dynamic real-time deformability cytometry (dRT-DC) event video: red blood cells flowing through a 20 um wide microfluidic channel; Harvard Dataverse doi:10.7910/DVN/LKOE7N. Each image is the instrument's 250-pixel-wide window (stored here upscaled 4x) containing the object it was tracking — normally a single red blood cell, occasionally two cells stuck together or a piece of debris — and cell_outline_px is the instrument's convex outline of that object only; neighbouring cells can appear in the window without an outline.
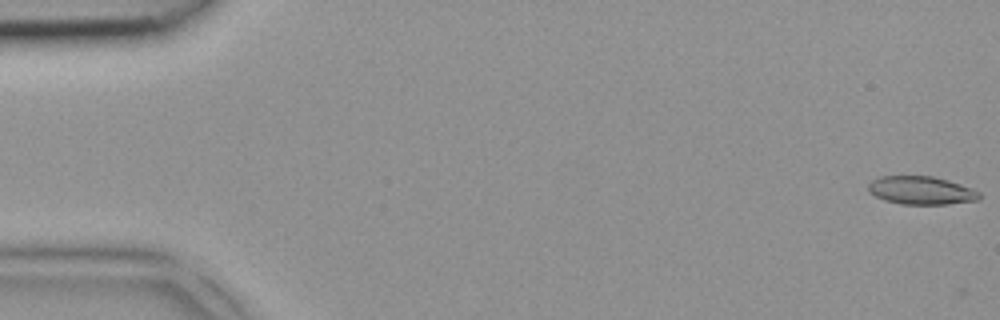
{"species": "common noctule bat (a hibernating species)", "species_latin": "Nyctalus noctula", "temperature_condition": "room temperature", "stored_images_in_passage": 4, "camera_frame_rate_fps": 3000, "um_per_image_px": 0.085, "animal": {"sex": "female", "body_mass_g": 18.4}, "frame": {"image": 1, "passage_image": 1, "time_ms": 0.0, "image_size_px": [1000, 320], "cell_outline_px": [[980, 200], [948, 204], [900, 204], [884, 200], [868, 192], [868, 184], [872, 180], [880, 176], [932, 176], [948, 180], [972, 188], [980, 192]], "centroid_in_image_um": [78.3, 16.19], "position_along_channel_um": 6.7, "area_um2": 18.32}}
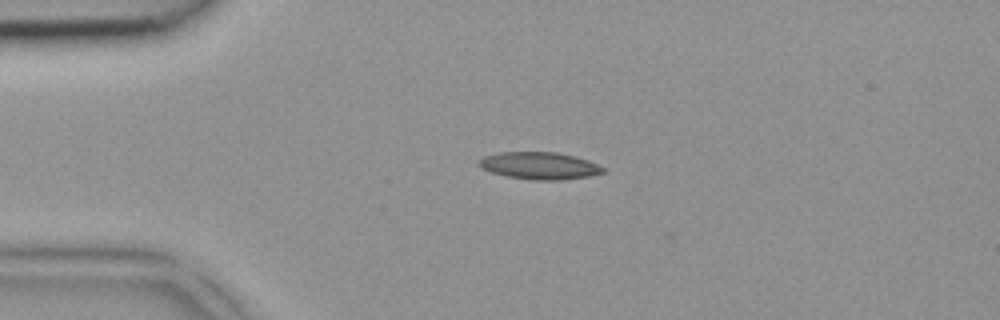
{"frame": {"image": 2, "passage_image": 4, "time_ms": 1.0, "image_size_px": [1000, 320], "cell_outline_px": [[608, 172], [588, 176], [560, 180], [536, 180], [504, 176], [492, 172], [484, 168], [476, 160], [484, 156], [496, 152], [556, 152], [588, 160], [604, 168]], "centroid_in_image_um": [45.85, 14.08], "position_along_channel_um": 39.1, "area_um2": 19.59}}